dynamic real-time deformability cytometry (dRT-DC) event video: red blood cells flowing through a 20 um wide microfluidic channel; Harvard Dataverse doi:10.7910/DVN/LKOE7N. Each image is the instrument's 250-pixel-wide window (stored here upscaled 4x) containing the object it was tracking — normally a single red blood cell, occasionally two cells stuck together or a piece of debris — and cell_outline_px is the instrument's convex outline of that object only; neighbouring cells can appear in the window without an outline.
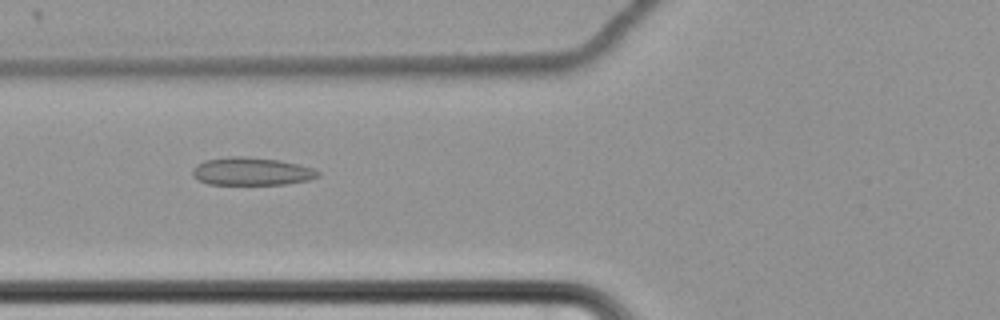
{"species": "common noctule bat (a hibernating species)", "species_latin": "Nyctalus noctula", "temperature_condition": "cold", "stored_images_in_passage": 59, "camera_frame_rate_fps": 3000, "um_per_image_px": 0.085, "animal": {"sex": "female", "body_mass_g": 22.7, "forearm_length_mm": 54.2}, "frame": {"image": 1, "passage_image": 23, "time_ms": 7.333, "image_size_px": [1000, 320], "cell_outline_px": [[320, 176], [308, 180], [284, 184], [208, 184], [192, 176], [192, 168], [196, 164], [204, 160], [228, 156], [248, 156], [280, 160], [312, 168], [320, 172]], "centroid_in_image_um": [21.35, 14.55], "position_along_channel_um": 104.5, "area_um2": 20.46}}
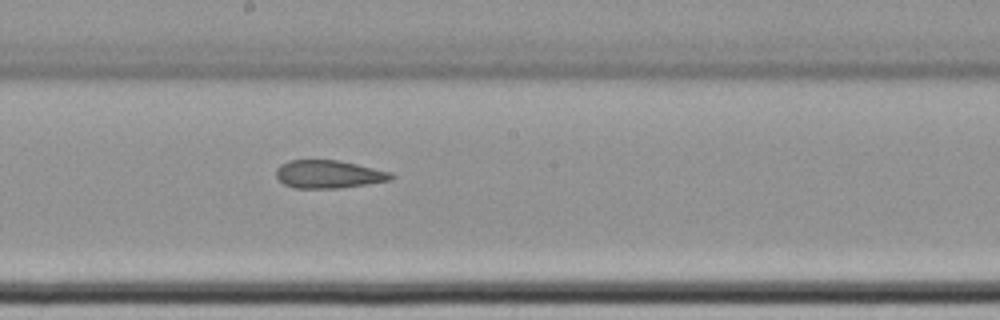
{"frame": {"image": 2, "passage_image": 33, "time_ms": 10.667, "image_size_px": [1000, 320], "cell_outline_px": [[396, 176], [392, 180], [340, 188], [292, 188], [284, 184], [276, 176], [276, 168], [280, 164], [288, 160], [340, 160], [392, 172]], "centroid_in_image_um": [27.94, 14.8], "position_along_channel_um": 220.3, "area_um2": 18.96}}
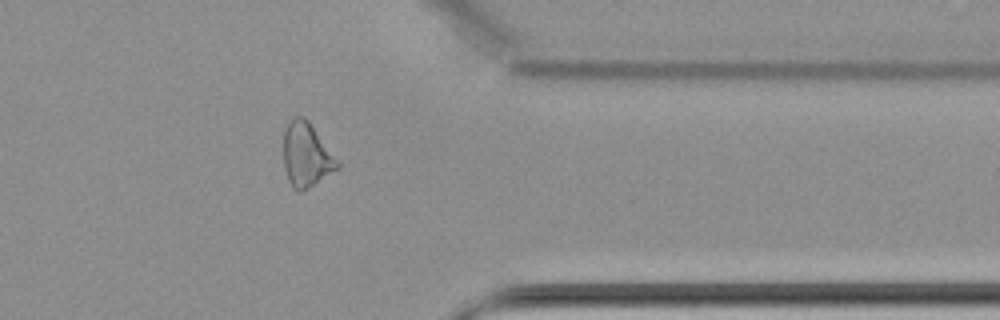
{"frame": {"image": 3, "passage_image": 48, "time_ms": 15.667, "image_size_px": [1000, 320], "cell_outline_px": [[340, 168], [308, 188], [300, 192], [292, 188], [288, 180], [284, 168], [284, 128], [288, 120], [292, 116], [304, 116], [308, 120], [340, 164]], "centroid_in_image_um": [26.01, 13.16], "position_along_channel_um": 385.4, "area_um2": 20.17}, "authors_computed_cell_mechanics": {"area_um2": 21.386, "velocity_mm_per_s": 3.4755, "shape_relaxation_time_tau1_ms": null, "shape_relaxation_time_tau2_ms": 5.1387, "deformation_change_tau1": null, "deformation_change_tau2": 0.141}}